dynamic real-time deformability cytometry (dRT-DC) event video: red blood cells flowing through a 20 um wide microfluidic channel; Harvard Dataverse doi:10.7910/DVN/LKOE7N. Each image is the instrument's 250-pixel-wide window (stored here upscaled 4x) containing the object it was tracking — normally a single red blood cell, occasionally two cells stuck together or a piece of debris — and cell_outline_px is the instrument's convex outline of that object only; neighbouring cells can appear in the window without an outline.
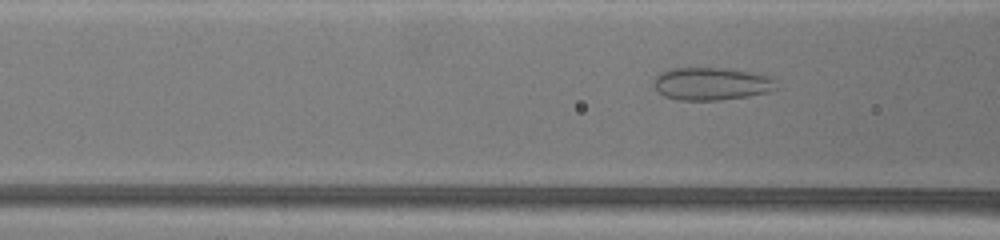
{"species": "common noctule bat (a hibernating species)", "species_latin": "Nyctalus noctula", "temperature_condition": "warm", "stored_images_in_passage": 10, "camera_frame_rate_fps": 3000, "um_per_image_px": 0.085, "animal": {"sex": "female", "body_mass_g": 19.5, "forearm_length_mm": 54.1}, "frame": {"image": 1, "passage_image": 4, "time_ms": 1.0, "image_size_px": [1000, 240], "cell_outline_px": [[776, 88], [768, 92], [748, 96], [720, 100], [680, 100], [664, 96], [652, 84], [656, 76], [660, 72], [668, 68], [724, 68], [748, 72], [768, 76], [772, 80]], "centroid_in_image_um": [60.4, 7.12], "position_along_channel_um": 106.2, "area_um2": 23.12}}
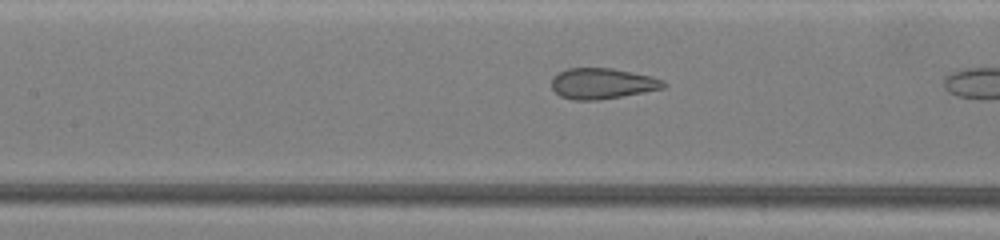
{"frame": {"image": 2, "passage_image": 9, "time_ms": 2.667, "image_size_px": [1000, 240], "cell_outline_px": [[668, 84], [664, 88], [644, 92], [596, 100], [572, 100], [560, 96], [552, 88], [552, 80], [560, 72], [568, 68], [612, 68], [652, 76], [664, 80]], "centroid_in_image_um": [51.23, 7.1], "position_along_channel_um": 156.2, "area_um2": 19.94}}